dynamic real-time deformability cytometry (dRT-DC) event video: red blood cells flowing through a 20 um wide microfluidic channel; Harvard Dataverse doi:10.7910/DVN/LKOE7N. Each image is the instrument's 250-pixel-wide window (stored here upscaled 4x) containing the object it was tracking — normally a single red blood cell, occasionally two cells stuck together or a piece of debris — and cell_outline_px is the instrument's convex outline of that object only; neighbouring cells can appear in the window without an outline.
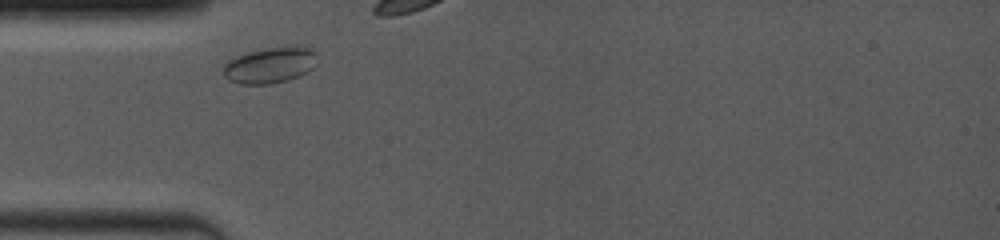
{"species": "common noctule bat (a hibernating species)", "species_latin": "Nyctalus noctula", "temperature_condition": "room temperature", "stored_images_in_passage": 11, "camera_frame_rate_fps": 4000, "um_per_image_px": 0.085, "animal": {"sex": "female", "body_mass_g": 19.0, "forearm_length_mm": 53.3}, "frame": {"image": 1, "passage_image": 1, "time_ms": 0.0, "image_size_px": [1000, 240], "cell_outline_px": [[316, 52], [312, 68], [308, 72], [300, 76], [288, 80], [268, 84], [240, 84], [228, 80], [224, 76], [220, 68], [228, 60], [236, 56], [248, 52], [268, 48], [308, 48]], "centroid_in_image_um": [22.85, 5.58], "position_along_channel_um": 62.1, "area_um2": 19.36}}
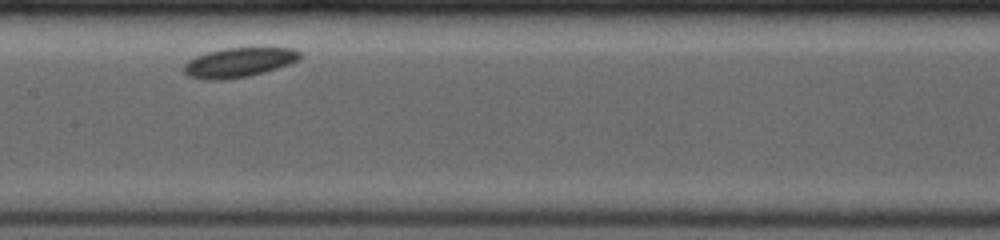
{"frame": {"image": 2, "passage_image": 7, "time_ms": 4.25, "image_size_px": [1000, 240], "cell_outline_px": [[300, 56], [296, 60], [288, 64], [264, 72], [244, 76], [220, 80], [208, 80], [188, 76], [184, 72], [184, 64], [188, 60], [196, 56], [208, 52], [228, 48], [292, 48], [300, 52]], "centroid_in_image_um": [20.25, 5.31], "position_along_channel_um": 187.1, "area_um2": 19.48}}
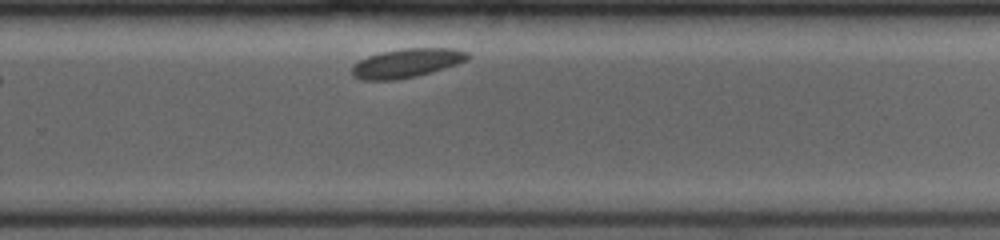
{"frame": {"image": 3, "passage_image": 11, "time_ms": 7.25, "image_size_px": [1000, 240], "cell_outline_px": [[472, 56], [468, 60], [432, 72], [416, 76], [396, 80], [364, 80], [352, 76], [352, 68], [360, 60], [368, 56], [384, 52], [404, 48], [456, 48], [468, 52]], "centroid_in_image_um": [34.63, 5.36], "position_along_channel_um": 295.2, "area_um2": 19.48}}